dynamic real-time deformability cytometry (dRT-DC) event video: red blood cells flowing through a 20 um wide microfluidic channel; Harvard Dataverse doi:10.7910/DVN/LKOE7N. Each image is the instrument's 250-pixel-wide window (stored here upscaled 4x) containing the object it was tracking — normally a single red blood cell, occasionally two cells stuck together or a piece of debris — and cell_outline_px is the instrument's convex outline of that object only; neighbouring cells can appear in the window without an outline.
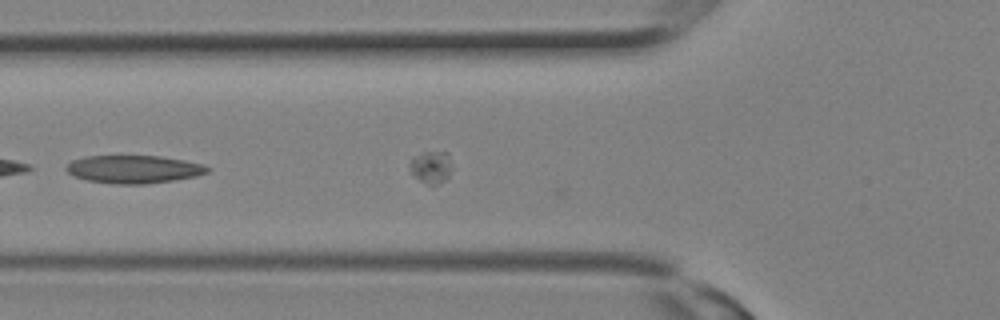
{"species": "Egyptian fruit bat (a non-hibernating species)", "species_latin": "Rousettus aegyptiacus", "temperature_condition": "room temperature", "stored_images_in_passage": 10, "camera_frame_rate_fps": 3000, "um_per_image_px": 0.085, "animal": {"sex": "female"}, "frame": {"image": 1, "passage_image": 8, "time_ms": 2.333, "image_size_px": [1000, 320], "cell_outline_px": [[208, 172], [196, 176], [172, 180], [144, 184], [116, 184], [88, 180], [76, 176], [68, 172], [64, 168], [72, 160], [84, 156], [160, 156], [184, 160], [204, 164], [208, 168]], "centroid_in_image_um": [11.36, 14.38], "position_along_channel_um": 114.4, "area_um2": 22.77}}